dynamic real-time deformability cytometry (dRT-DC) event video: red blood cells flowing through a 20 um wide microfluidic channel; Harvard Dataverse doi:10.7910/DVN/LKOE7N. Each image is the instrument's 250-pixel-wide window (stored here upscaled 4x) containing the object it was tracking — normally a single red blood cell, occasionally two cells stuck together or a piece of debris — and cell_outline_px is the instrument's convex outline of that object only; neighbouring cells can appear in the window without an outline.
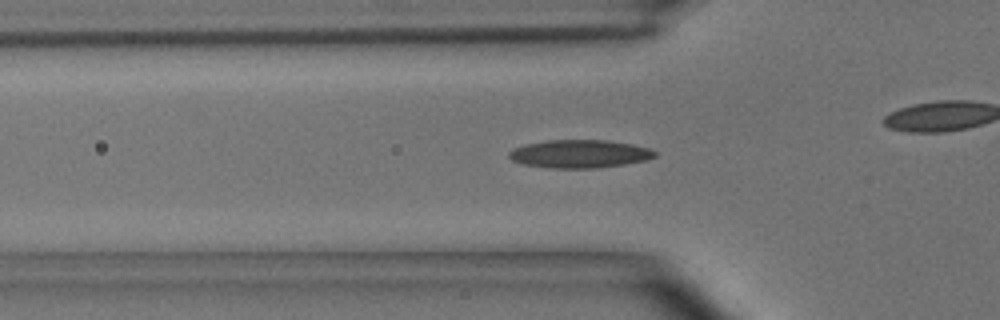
{"species": "common noctule bat (a hibernating species)", "species_latin": "Nyctalus noctula", "temperature_condition": "room temperature", "stored_images_in_passage": 44, "camera_frame_rate_fps": 3000, "um_per_image_px": 0.085, "animal": {"sex": "male", "body_mass_g": 15.6}, "frame": {"image": 1, "passage_image": 13, "time_ms": 4.0, "image_size_px": [1000, 320], "cell_outline_px": [[656, 156], [648, 160], [624, 164], [596, 168], [552, 168], [524, 164], [512, 160], [508, 156], [508, 152], [524, 144], [548, 140], [608, 140], [632, 144], [648, 148], [656, 152]], "centroid_in_image_um": [49.28, 13.07], "position_along_channel_um": 76.5, "area_um2": 23.81}}
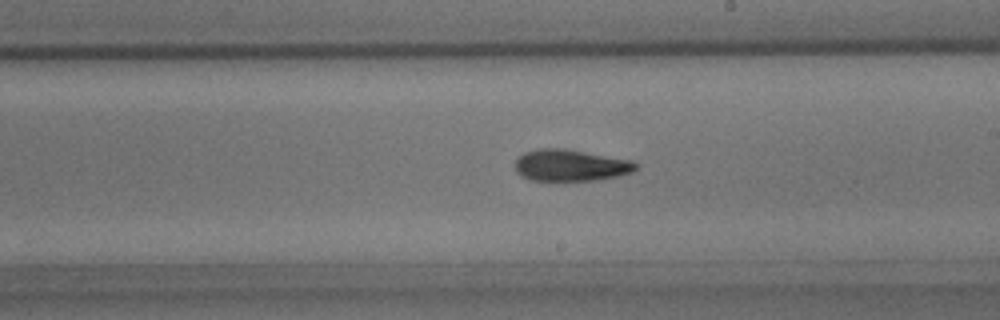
{"frame": {"image": 2, "passage_image": 25, "time_ms": 8.0, "image_size_px": [1000, 320], "cell_outline_px": [[640, 164], [632, 172], [620, 176], [592, 180], [528, 180], [520, 176], [516, 172], [516, 160], [524, 152], [540, 148], [564, 148], [632, 160]], "centroid_in_image_um": [48.51, 14.05], "position_along_channel_um": 240.5, "area_um2": 22.31}}